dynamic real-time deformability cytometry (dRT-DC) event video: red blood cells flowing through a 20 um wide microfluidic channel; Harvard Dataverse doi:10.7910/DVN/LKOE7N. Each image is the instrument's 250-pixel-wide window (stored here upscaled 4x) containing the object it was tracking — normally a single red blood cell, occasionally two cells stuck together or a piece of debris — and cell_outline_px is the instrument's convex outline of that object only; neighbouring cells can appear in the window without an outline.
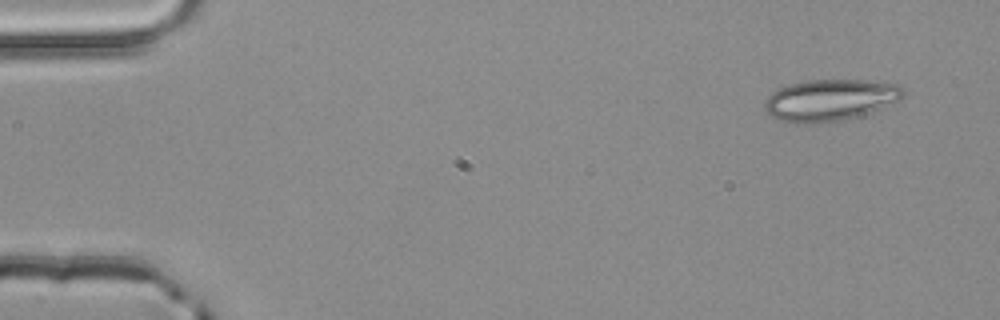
{"species": "common noctule bat (a hibernating species)", "species_latin": "Nyctalus noctula", "temperature_condition": "room temperature", "stored_images_in_passage": 4, "camera_frame_rate_fps": 3000, "um_per_image_px": 0.085, "animal": {"sex": "male", "body_mass_g": 20.4}, "frame": {"image": 1, "passage_image": 1, "time_ms": 0.0, "image_size_px": [1000, 320], "cell_outline_px": [[904, 96], [900, 100], [868, 112], [856, 116], [840, 120], [812, 124], [804, 124], [776, 120], [768, 116], [764, 112], [764, 100], [772, 92], [788, 84], [808, 80], [880, 80], [900, 84], [904, 88]], "centroid_in_image_um": [70.53, 8.49], "position_along_channel_um": 14.5, "area_um2": 33.99}}